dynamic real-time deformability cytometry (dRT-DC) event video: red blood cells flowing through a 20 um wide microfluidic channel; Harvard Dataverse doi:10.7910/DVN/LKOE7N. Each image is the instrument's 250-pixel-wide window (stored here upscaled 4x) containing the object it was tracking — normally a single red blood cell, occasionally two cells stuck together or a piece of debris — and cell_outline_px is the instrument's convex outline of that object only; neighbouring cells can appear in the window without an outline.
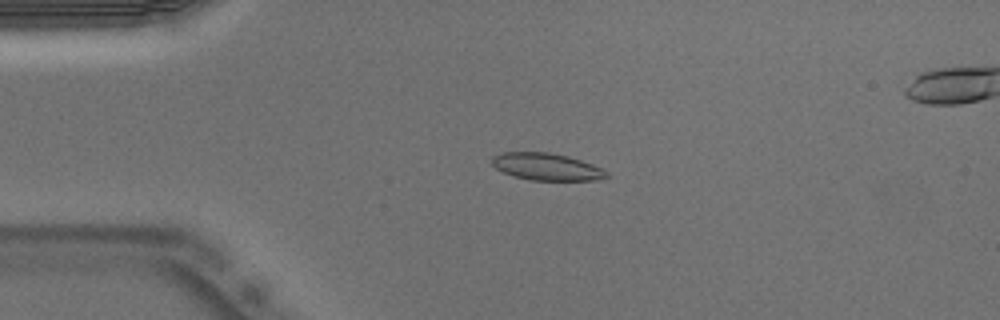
{"species": "Egyptian fruit bat (a non-hibernating species)", "species_latin": "Rousettus aegyptiacus", "temperature_condition": "warm", "stored_images_in_passage": 44, "segment_of_instrument_passage": [1, 2], "camera_frame_rate_fps": 3000, "um_per_image_px": 0.085, "animal": {"sex": "male"}, "frame": {"image": 1, "passage_image": 4, "time_ms": 1.0, "image_size_px": [1000, 320], "cell_outline_px": [[608, 176], [596, 180], [528, 180], [504, 172], [496, 168], [492, 164], [492, 156], [500, 152], [548, 152], [568, 156], [592, 164], [608, 172]], "centroid_in_image_um": [46.44, 14.16], "position_along_channel_um": 38.6, "area_um2": 17.98}}
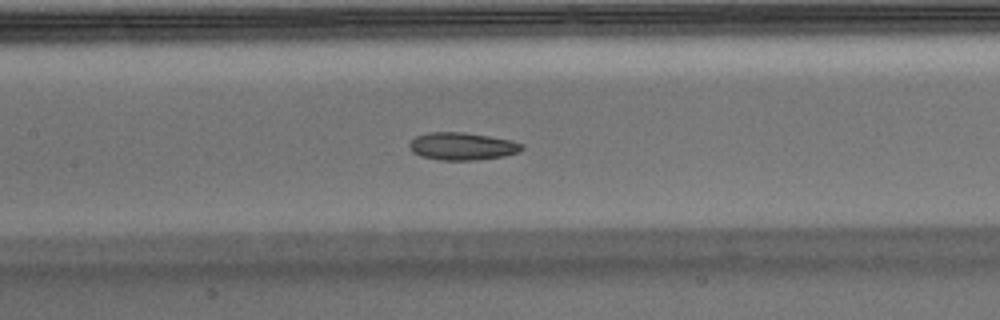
{"frame": {"image": 2, "passage_image": 16, "time_ms": 5.0, "image_size_px": [1000, 320], "cell_outline_px": [[524, 148], [520, 152], [504, 156], [476, 160], [440, 160], [420, 156], [412, 152], [408, 148], [408, 144], [416, 136], [428, 132], [464, 132], [512, 140], [524, 144]], "centroid_in_image_um": [39.29, 12.43], "position_along_channel_um": 168.1, "area_um2": 18.26}}
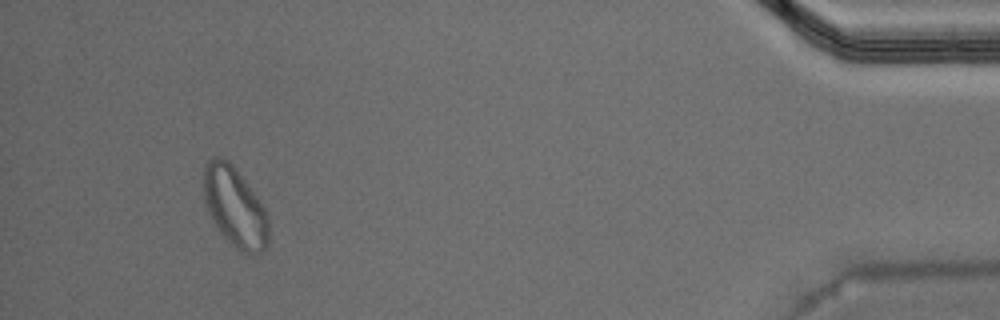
{"frame": {"image": 3, "passage_image": 40, "time_ms": 13.0, "image_size_px": [1000, 320], "cell_outline_px": [[268, 248], [252, 256], [236, 248], [216, 228], [208, 212], [204, 200], [204, 168], [208, 160], [212, 156], [224, 156], [236, 168], [256, 196], [264, 208], [268, 216]], "centroid_in_image_um": [19.96, 17.59], "position_along_channel_um": 415.2, "area_um2": 30.35}}